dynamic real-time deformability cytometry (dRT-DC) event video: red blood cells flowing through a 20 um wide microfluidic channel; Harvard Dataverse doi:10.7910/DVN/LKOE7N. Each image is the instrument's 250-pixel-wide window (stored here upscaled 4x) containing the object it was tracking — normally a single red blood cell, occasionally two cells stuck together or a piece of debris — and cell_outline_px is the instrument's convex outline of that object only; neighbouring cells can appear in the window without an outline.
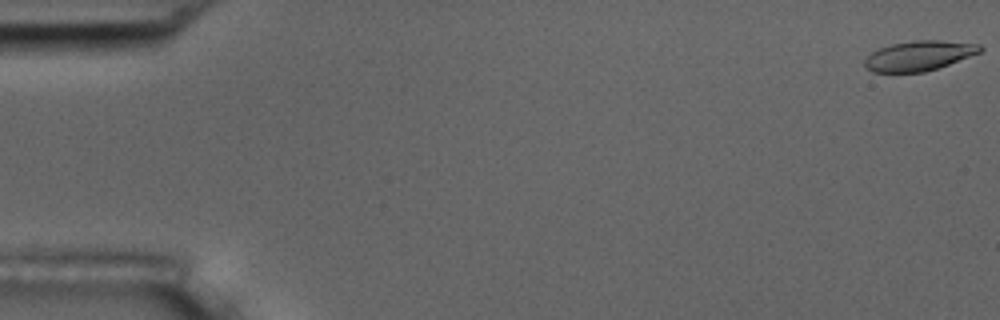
{"species": "common noctule bat (a hibernating species)", "species_latin": "Nyctalus noctula", "temperature_condition": "room temperature", "stored_images_in_passage": 56, "camera_frame_rate_fps": 3000, "um_per_image_px": 0.085, "animal": {"sex": "male", "body_mass_g": 17.5, "forearm_length_mm": 52.3}, "frame": {"image": 1, "passage_image": 1, "time_ms": 0.0, "image_size_px": [1000, 320], "cell_outline_px": [[984, 48], [980, 52], [948, 64], [924, 72], [872, 72], [864, 64], [864, 60], [872, 52], [880, 48], [892, 44], [912, 40], [940, 40], [980, 44]], "centroid_in_image_um": [78.12, 4.73], "position_along_channel_um": 6.9, "area_um2": 19.88}}
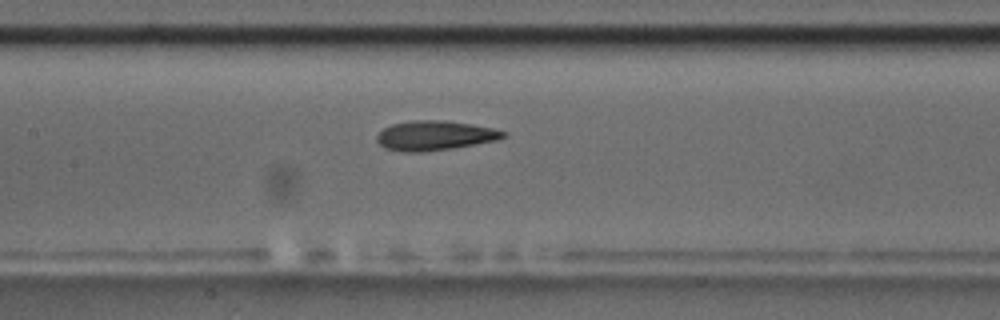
{"frame": {"image": 2, "passage_image": 27, "time_ms": 8.667, "image_size_px": [1000, 320], "cell_outline_px": [[504, 136], [496, 140], [476, 144], [452, 148], [424, 152], [404, 152], [384, 148], [376, 140], [376, 136], [384, 128], [392, 124], [412, 120], [444, 120], [472, 124], [492, 128], [504, 132]], "centroid_in_image_um": [36.9, 11.52], "position_along_channel_um": 170.5, "area_um2": 21.68}}
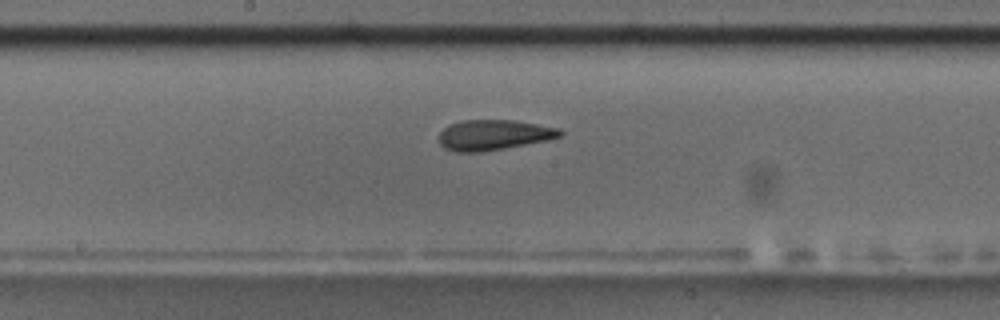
{"frame": {"image": 3, "passage_image": 30, "time_ms": 9.667, "image_size_px": [1000, 320], "cell_outline_px": [[564, 132], [560, 136], [548, 140], [484, 152], [456, 152], [444, 148], [440, 144], [436, 136], [448, 124], [460, 120], [516, 120], [560, 128]], "centroid_in_image_um": [41.92, 11.47], "position_along_channel_um": 206.3, "area_um2": 21.79}, "authors_computed_cell_mechanics": {"area_um2": 21.675, "velocity_mm_per_s": 3.6059, "shape_relaxation_time_tau1_ms": 9.0922, "shape_relaxation_time_tau2_ms": 2.2861, "deformation_change_tau1": 0.2158, "deformation_change_tau2": 0.0956}}